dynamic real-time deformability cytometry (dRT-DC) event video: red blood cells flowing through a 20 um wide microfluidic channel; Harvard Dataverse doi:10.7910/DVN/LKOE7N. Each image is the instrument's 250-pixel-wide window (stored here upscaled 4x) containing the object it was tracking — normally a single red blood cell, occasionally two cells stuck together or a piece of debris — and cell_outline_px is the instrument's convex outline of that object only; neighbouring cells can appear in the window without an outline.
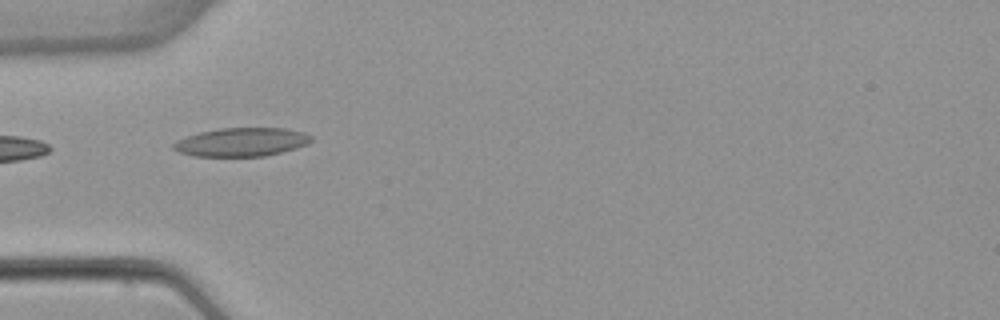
{"species": "common noctule bat (a hibernating species)", "species_latin": "Nyctalus noctula", "temperature_condition": "warm", "stored_images_in_passage": 6, "camera_frame_rate_fps": 3000, "um_per_image_px": 0.085, "animal": {"sex": "female", "body_mass_g": 22.7, "forearm_length_mm": 54.2}, "frame": {"image": 1, "passage_image": 5, "time_ms": 5.0, "image_size_px": [1000, 320], "cell_outline_px": [[312, 140], [308, 144], [296, 148], [264, 156], [196, 156], [180, 152], [172, 148], [172, 144], [176, 140], [200, 132], [220, 128], [284, 128], [304, 132], [312, 136]], "centroid_in_image_um": [20.54, 12.07], "position_along_channel_um": 64.5, "area_um2": 22.83}}
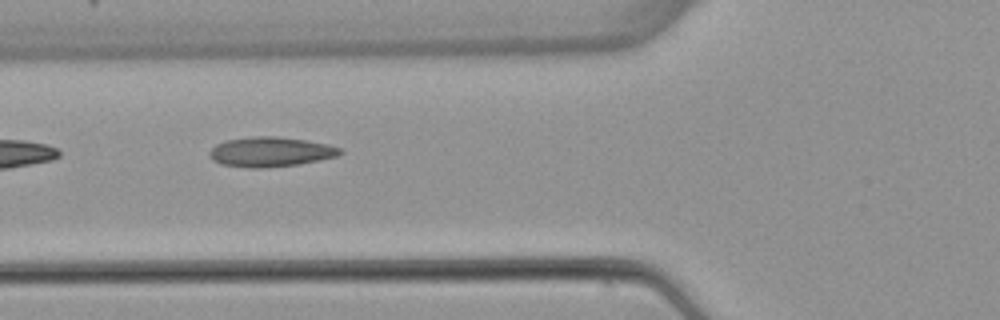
{"frame": {"image": 2, "passage_image": 6, "time_ms": 6.0, "image_size_px": [1000, 320], "cell_outline_px": [[344, 152], [336, 156], [320, 160], [296, 164], [264, 168], [244, 168], [220, 164], [212, 160], [208, 156], [208, 152], [216, 144], [228, 140], [252, 136], [276, 136], [308, 140], [328, 144], [340, 148]], "centroid_in_image_um": [22.97, 12.91], "position_along_channel_um": 102.8, "area_um2": 22.83}}